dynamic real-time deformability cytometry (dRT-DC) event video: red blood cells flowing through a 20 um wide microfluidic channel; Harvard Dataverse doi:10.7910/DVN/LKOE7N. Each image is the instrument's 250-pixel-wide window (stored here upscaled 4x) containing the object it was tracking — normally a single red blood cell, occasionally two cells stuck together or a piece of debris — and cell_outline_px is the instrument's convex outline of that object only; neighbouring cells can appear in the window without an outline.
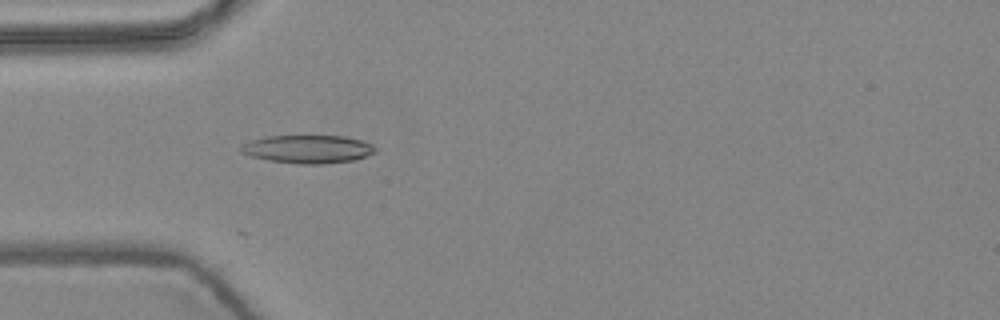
{"species": "common noctule bat (a hibernating species)", "species_latin": "Nyctalus noctula", "temperature_condition": "warm", "stored_images_in_passage": 1, "camera_frame_rate_fps": 3000, "um_per_image_px": 0.085, "animal": {"sex": "female", "body_mass_g": 24.6, "forearm_length_mm": 56.2}, "frame": {"image": 1, "passage_image": 1, "time_ms": 0.0, "image_size_px": [1000, 320], "cell_outline_px": [[376, 152], [368, 156], [356, 160], [320, 164], [300, 164], [268, 160], [252, 156], [240, 152], [240, 144], [252, 140], [268, 136], [344, 136], [364, 140], [372, 144], [376, 148]], "centroid_in_image_um": [26.21, 12.67], "position_along_channel_um": 58.8, "area_um2": 22.2}}